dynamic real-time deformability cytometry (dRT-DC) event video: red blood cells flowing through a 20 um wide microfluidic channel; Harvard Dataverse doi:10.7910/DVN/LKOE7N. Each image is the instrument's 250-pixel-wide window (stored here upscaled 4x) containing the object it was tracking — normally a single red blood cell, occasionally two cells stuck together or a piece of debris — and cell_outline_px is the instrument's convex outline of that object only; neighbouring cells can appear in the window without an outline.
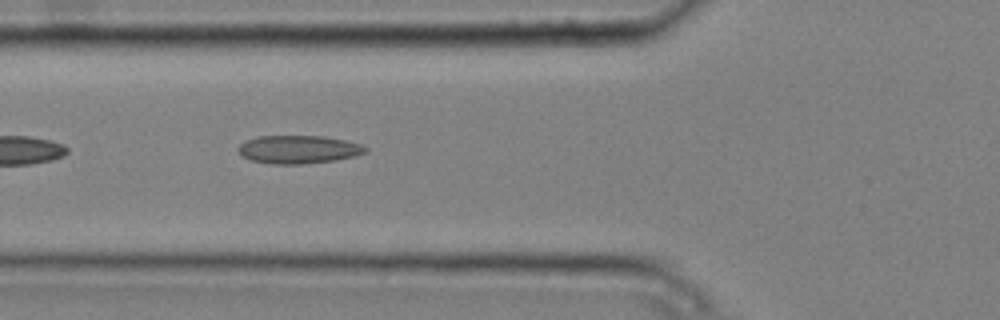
{"species": "common noctule bat (a hibernating species)", "species_latin": "Nyctalus noctula", "temperature_condition": "cold", "stored_images_in_passage": 6, "camera_frame_rate_fps": 3000, "um_per_image_px": 0.085, "animal": {"sex": "male", "body_mass_g": 20.4}, "frame": {"image": 1, "passage_image": 5, "time_ms": 1.333, "image_size_px": [1000, 320], "cell_outline_px": [[368, 152], [356, 156], [336, 160], [300, 164], [272, 164], [252, 160], [244, 156], [236, 148], [244, 140], [256, 136], [324, 136], [344, 140], [360, 144], [368, 148]], "centroid_in_image_um": [25.38, 12.69], "position_along_channel_um": 100.4, "area_um2": 20.92}}